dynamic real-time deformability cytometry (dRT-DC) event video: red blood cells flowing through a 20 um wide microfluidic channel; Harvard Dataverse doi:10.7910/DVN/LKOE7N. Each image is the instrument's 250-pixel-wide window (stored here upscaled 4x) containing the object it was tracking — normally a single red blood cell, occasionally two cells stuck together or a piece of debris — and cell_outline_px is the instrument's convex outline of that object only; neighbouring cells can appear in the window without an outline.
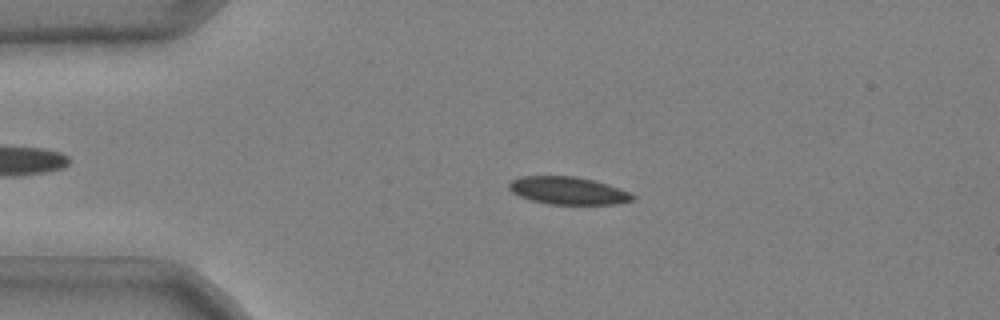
{"species": "common noctule bat (a hibernating species)", "species_latin": "Nyctalus noctula", "temperature_condition": "cold", "stored_images_in_passage": 51, "camera_frame_rate_fps": 3000, "um_per_image_px": 0.085, "animal": {"sex": "male", "body_mass_g": 20.4}, "frame": {"image": 1, "passage_image": 11, "time_ms": 3.333, "image_size_px": [1000, 320], "cell_outline_px": [[636, 200], [616, 204], [548, 204], [532, 200], [520, 196], [512, 192], [508, 188], [508, 184], [512, 180], [520, 176], [576, 176], [608, 184], [628, 192], [636, 196]], "centroid_in_image_um": [48.29, 16.2], "position_along_channel_um": 36.7, "area_um2": 19.88}}
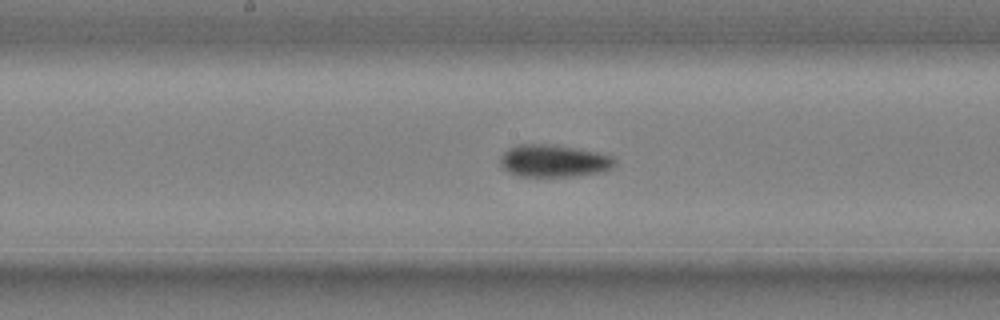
{"frame": {"image": 2, "passage_image": 27, "time_ms": 8.667, "image_size_px": [1000, 320], "cell_outline_px": [[616, 164], [612, 168], [604, 172], [576, 176], [520, 176], [508, 172], [500, 164], [500, 156], [508, 148], [520, 144], [556, 144], [596, 152], [612, 156], [616, 160]], "centroid_in_image_um": [47.09, 13.67], "position_along_channel_um": 201.1, "area_um2": 21.79}}
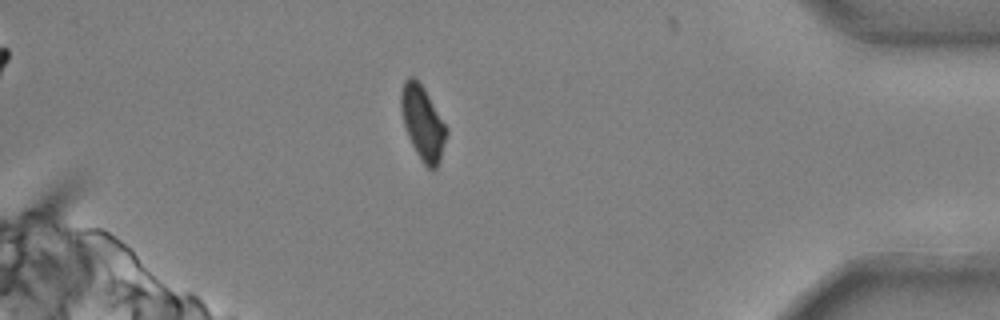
{"frame": {"image": 3, "passage_image": 46, "time_ms": 15.0, "image_size_px": [1000, 320], "cell_outline_px": [[448, 132], [440, 160], [436, 168], [432, 172], [420, 160], [408, 136], [404, 124], [400, 108], [400, 92], [404, 80], [408, 76], [412, 76], [424, 88], [448, 128]], "centroid_in_image_um": [35.93, 10.45], "position_along_channel_um": 399.3, "area_um2": 19.65}, "authors_computed_cell_mechanics": {"area_um2": 20.1722, "velocity_mm_per_s": 3.686, "shape_relaxation_time_tau1_ms": 5.6279, "shape_relaxation_time_tau2_ms": null, "deformation_change_tau1": 0.1279, "deformation_change_tau2": null}}